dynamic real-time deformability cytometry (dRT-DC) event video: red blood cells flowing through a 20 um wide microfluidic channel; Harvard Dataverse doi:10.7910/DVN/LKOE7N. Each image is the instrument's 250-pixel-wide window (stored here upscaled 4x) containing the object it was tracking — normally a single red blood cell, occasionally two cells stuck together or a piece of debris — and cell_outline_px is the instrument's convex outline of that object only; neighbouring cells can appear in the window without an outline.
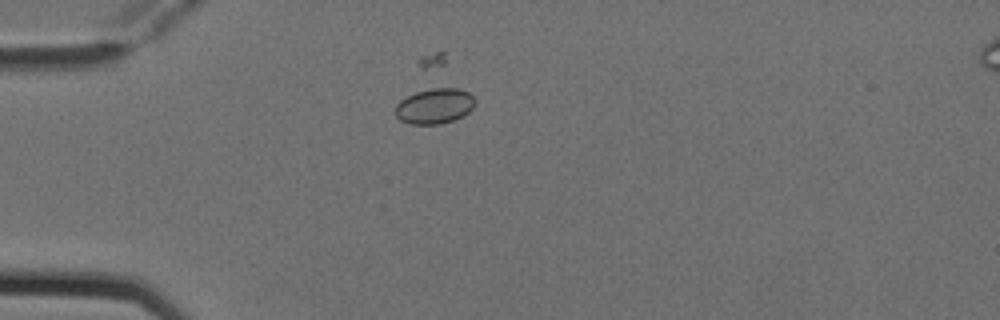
{"species": "Egyptian fruit bat (a non-hibernating species)", "species_latin": "Rousettus aegyptiacus", "temperature_condition": "cold", "stored_images_in_passage": 7, "camera_frame_rate_fps": 3000, "um_per_image_px": 0.085, "animal": {"sex": "female"}, "frame": {"image": 1, "passage_image": 2, "time_ms": 0.333, "image_size_px": [1000, 320], "cell_outline_px": [[476, 104], [468, 112], [452, 120], [440, 124], [412, 124], [400, 120], [396, 116], [396, 104], [400, 100], [416, 92], [432, 88], [460, 88], [468, 92], [476, 100]], "centroid_in_image_um": [36.95, 9.01], "position_along_channel_um": 48.1, "area_um2": 16.3}}
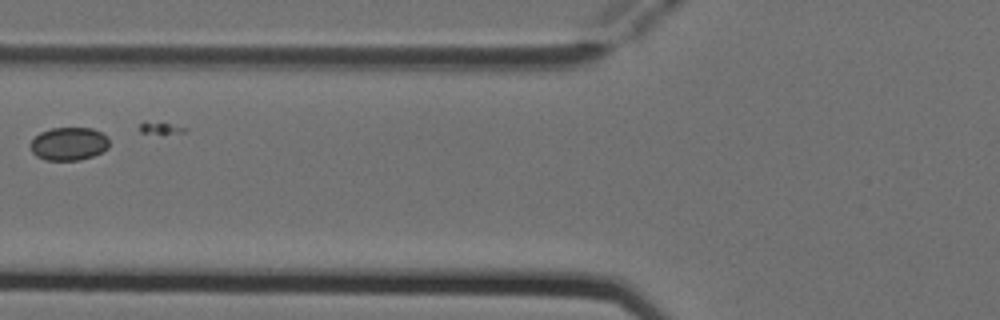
{"frame": {"image": 2, "passage_image": 4, "time_ms": 1.0, "image_size_px": [1000, 320], "cell_outline_px": [[108, 148], [92, 156], [80, 160], [44, 160], [36, 156], [32, 152], [28, 144], [40, 132], [52, 128], [92, 128], [100, 132], [108, 140]], "centroid_in_image_um": [5.79, 12.23], "position_along_channel_um": 120.0, "area_um2": 15.14}}
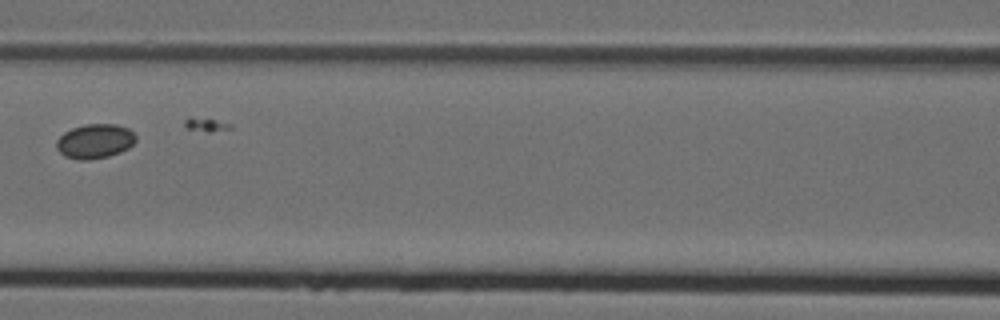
{"frame": {"image": 3, "passage_image": 5, "time_ms": 1.333, "image_size_px": [1000, 320], "cell_outline_px": [[136, 140], [128, 148], [120, 152], [108, 156], [88, 160], [76, 160], [64, 156], [56, 148], [56, 140], [64, 132], [72, 128], [84, 124], [116, 124], [128, 128], [136, 136]], "centroid_in_image_um": [8.04, 12.0], "position_along_channel_um": 158.6, "area_um2": 16.01}}